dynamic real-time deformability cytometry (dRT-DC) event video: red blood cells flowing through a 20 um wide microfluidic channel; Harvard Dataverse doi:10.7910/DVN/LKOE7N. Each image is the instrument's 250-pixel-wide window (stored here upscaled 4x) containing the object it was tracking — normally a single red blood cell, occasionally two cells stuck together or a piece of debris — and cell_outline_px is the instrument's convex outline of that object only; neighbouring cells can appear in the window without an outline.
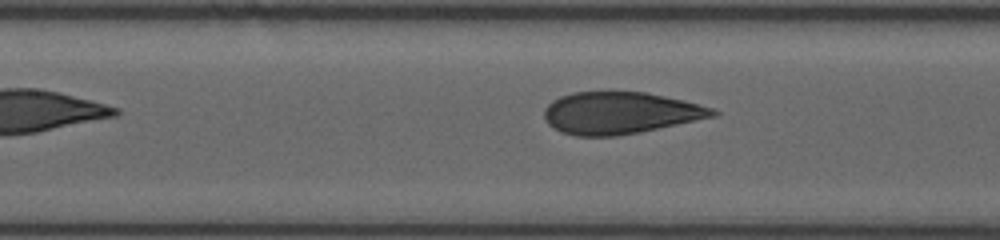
{"species": "human", "species_latin": "Homo sapiens", "temperature_condition": "room temperature", "stored_images_in_passage": 15, "segment_of_instrument_passage": [2, 2], "camera_frame_rate_fps": 3000, "um_per_image_px": 0.085, "donor": {"sex": "female"}, "frame": {"image": 1, "passage_image": 15, "time_ms": 8.333, "image_size_px": [1000, 240], "cell_outline_px": [[720, 112], [716, 116], [640, 132], [616, 136], [576, 136], [560, 132], [548, 124], [544, 116], [544, 108], [552, 100], [560, 96], [572, 92], [644, 92], [684, 100], [712, 108]], "centroid_in_image_um": [52.68, 9.6], "position_along_channel_um": 154.7, "area_um2": 41.15}}